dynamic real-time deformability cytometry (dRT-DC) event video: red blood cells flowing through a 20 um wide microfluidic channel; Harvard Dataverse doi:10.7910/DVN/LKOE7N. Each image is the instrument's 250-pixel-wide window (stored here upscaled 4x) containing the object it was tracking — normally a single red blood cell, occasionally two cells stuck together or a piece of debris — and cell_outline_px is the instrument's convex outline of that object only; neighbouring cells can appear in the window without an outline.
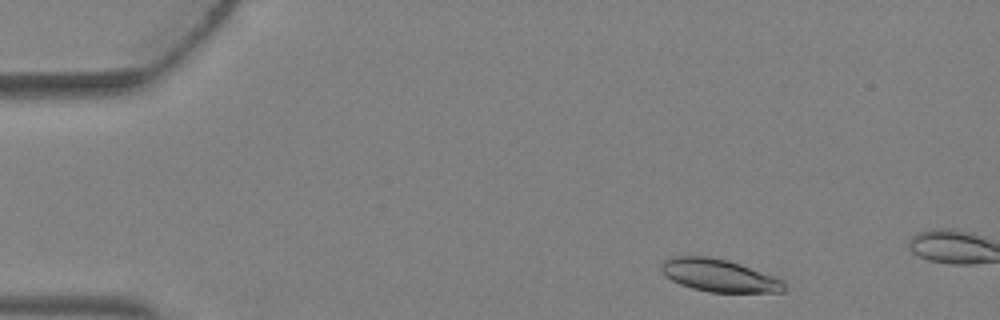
{"species": "Egyptian fruit bat (a non-hibernating species)", "species_latin": "Rousettus aegyptiacus", "temperature_condition": "warm", "stored_images_in_passage": 3, "camera_frame_rate_fps": 3000, "um_per_image_px": 0.085, "animal": {"sex": "female"}, "frame": {"image": 1, "passage_image": 1, "time_ms": 0.0, "image_size_px": [1000, 320], "cell_outline_px": [[784, 292], [708, 292], [692, 288], [680, 284], [664, 276], [660, 268], [660, 264], [664, 260], [672, 256], [708, 256], [728, 260], [776, 276], [784, 280]], "centroid_in_image_um": [61.1, 23.41], "position_along_channel_um": 23.9, "area_um2": 23.52}}